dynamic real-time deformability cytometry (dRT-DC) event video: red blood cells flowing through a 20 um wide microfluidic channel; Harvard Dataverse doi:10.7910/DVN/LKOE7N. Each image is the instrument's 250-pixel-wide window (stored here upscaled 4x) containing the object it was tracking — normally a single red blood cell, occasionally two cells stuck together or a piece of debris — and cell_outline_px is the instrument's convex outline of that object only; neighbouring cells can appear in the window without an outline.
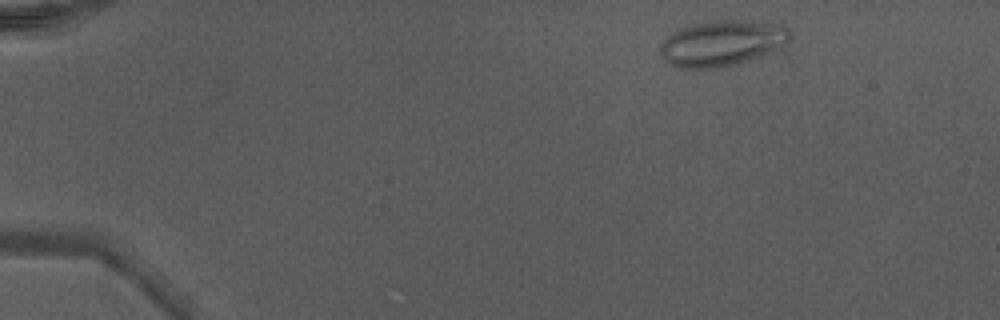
{"species": "Egyptian fruit bat (a non-hibernating species)", "species_latin": "Rousettus aegyptiacus", "temperature_condition": "warm", "stored_images_in_passage": 44, "camera_frame_rate_fps": 3000, "um_per_image_px": 0.085, "animal": {"sex": "male"}, "frame": {"image": 1, "passage_image": 3, "time_ms": 0.667, "image_size_px": [1000, 320], "cell_outline_px": [[792, 40], [780, 48], [772, 52], [736, 64], [720, 68], [680, 68], [664, 60], [660, 56], [660, 48], [664, 40], [672, 32], [680, 28], [692, 24], [720, 20], [752, 20], [776, 24], [788, 28], [792, 32]], "centroid_in_image_um": [61.42, 3.67], "position_along_channel_um": 23.6, "area_um2": 34.8}}
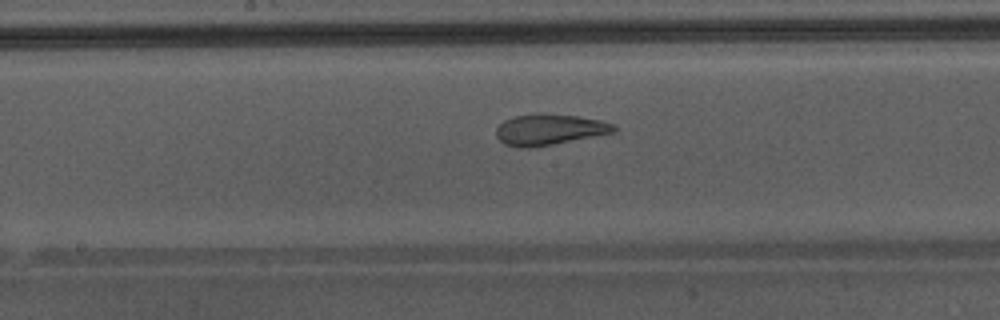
{"frame": {"image": 2, "passage_image": 23, "time_ms": 7.333, "image_size_px": [1000, 320], "cell_outline_px": [[616, 132], [528, 148], [520, 148], [504, 144], [496, 136], [496, 128], [504, 120], [516, 116], [536, 112], [540, 112], [576, 116], [600, 120], [616, 124]], "centroid_in_image_um": [46.68, 10.99], "position_along_channel_um": 201.5, "area_um2": 21.21}}
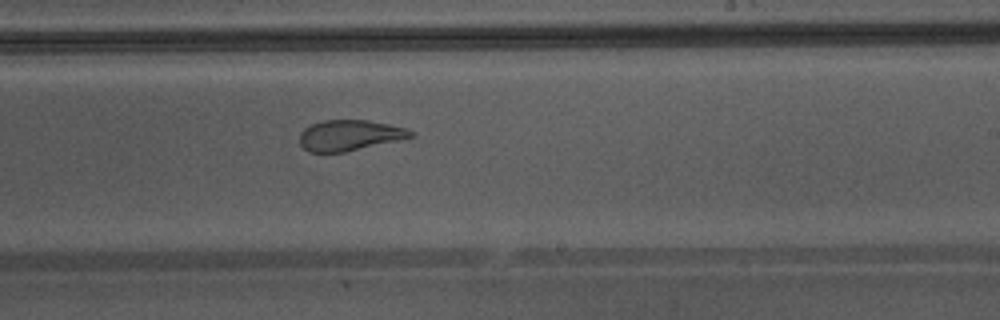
{"frame": {"image": 3, "passage_image": 27, "time_ms": 8.667, "image_size_px": [1000, 320], "cell_outline_px": [[416, 136], [344, 152], [308, 152], [300, 144], [300, 132], [304, 128], [312, 124], [324, 120], [368, 120], [408, 128], [416, 132]], "centroid_in_image_um": [29.74, 11.49], "position_along_channel_um": 259.3, "area_um2": 19.88}, "authors_computed_cell_mechanics": {"area_um2": 24.9985, "velocity_mm_per_s": 4.3492, "shape_relaxation_time_tau1_ms": null, "shape_relaxation_time_tau2_ms": 0.9711, "deformation_change_tau1": null, "deformation_change_tau2": 0.0785}}